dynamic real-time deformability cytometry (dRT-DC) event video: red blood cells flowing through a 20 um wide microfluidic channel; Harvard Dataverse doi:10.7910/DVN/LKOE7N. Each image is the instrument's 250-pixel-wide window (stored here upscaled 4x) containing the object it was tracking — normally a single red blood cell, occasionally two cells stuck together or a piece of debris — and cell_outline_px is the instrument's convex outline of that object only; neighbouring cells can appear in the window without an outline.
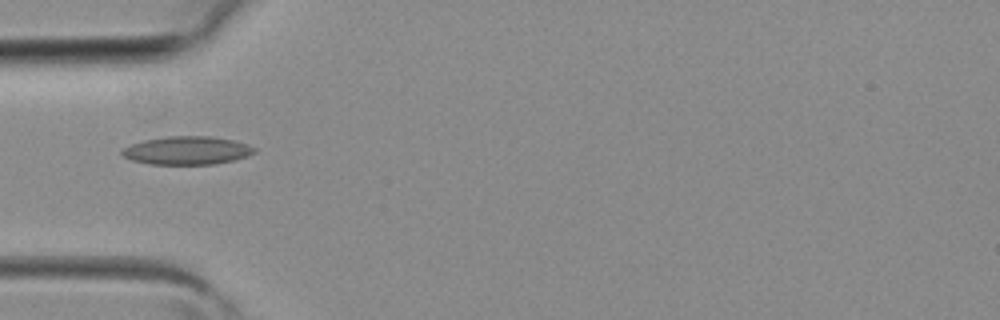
{"species": "common noctule bat (a hibernating species)", "species_latin": "Nyctalus noctula", "temperature_condition": "room temperature", "stored_images_in_passage": 4, "camera_frame_rate_fps": 3000, "um_per_image_px": 0.085, "animal": {"sex": "female", "body_mass_g": 19.3, "forearm_length_mm": 54.1}, "frame": {"image": 1, "passage_image": 4, "time_ms": 1.0, "image_size_px": [1000, 320], "cell_outline_px": [[256, 152], [248, 156], [216, 164], [148, 164], [132, 160], [124, 156], [120, 152], [124, 148], [132, 144], [144, 140], [168, 136], [208, 136], [232, 140], [248, 144], [256, 148]], "centroid_in_image_um": [15.91, 12.79], "position_along_channel_um": 69.1, "area_um2": 21.68}}